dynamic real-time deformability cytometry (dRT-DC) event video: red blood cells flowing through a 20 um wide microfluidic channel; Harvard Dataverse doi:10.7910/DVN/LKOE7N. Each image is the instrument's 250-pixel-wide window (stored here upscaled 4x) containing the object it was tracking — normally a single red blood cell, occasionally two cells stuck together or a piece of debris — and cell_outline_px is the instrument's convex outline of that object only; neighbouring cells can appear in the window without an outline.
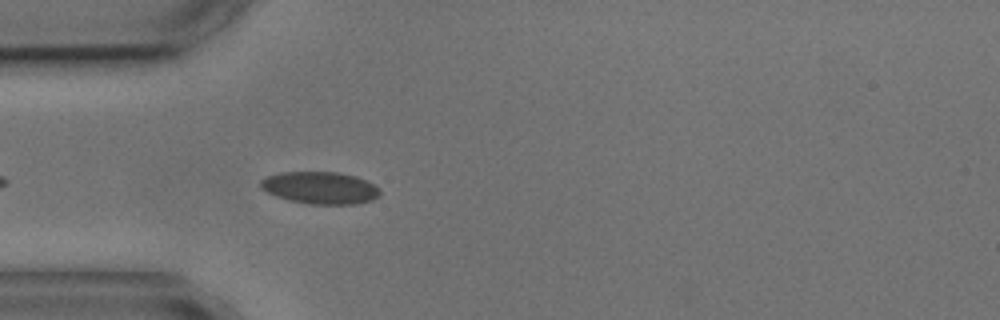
{"species": "common noctule bat (a hibernating species)", "species_latin": "Nyctalus noctula", "temperature_condition": "cold", "stored_images_in_passage": 5, "camera_frame_rate_fps": 3000, "um_per_image_px": 0.085, "animal": {"sex": "male", "body_mass_g": 17.9, "forearm_length_mm": 54.2}, "frame": {"image": 1, "passage_image": 5, "time_ms": 4.667, "image_size_px": [1000, 320], "cell_outline_px": [[380, 196], [372, 200], [356, 204], [312, 204], [288, 200], [276, 196], [260, 188], [260, 180], [268, 176], [280, 172], [336, 172], [356, 176], [380, 188]], "centroid_in_image_um": [27.21, 15.97], "position_along_channel_um": 57.8, "area_um2": 22.37}}